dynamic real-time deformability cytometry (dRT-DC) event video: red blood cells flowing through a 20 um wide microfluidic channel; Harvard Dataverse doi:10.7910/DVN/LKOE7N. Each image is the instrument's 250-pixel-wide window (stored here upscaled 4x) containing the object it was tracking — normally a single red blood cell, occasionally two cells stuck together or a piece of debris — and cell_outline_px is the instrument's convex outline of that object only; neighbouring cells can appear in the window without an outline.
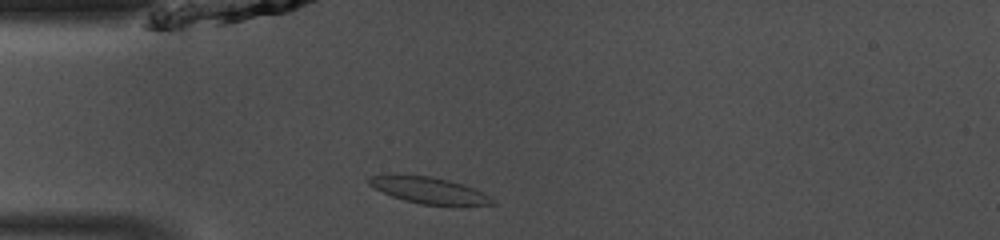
{"species": "common noctule bat (a hibernating species)", "species_latin": "Nyctalus noctula", "temperature_condition": "room temperature", "stored_images_in_passage": 37, "camera_frame_rate_fps": 3000, "um_per_image_px": 0.085, "animal": {"sex": "male", "body_mass_g": 13.0, "forearm_length_mm": 53.1}, "frame": {"image": 1, "passage_image": 2, "time_ms": 0.333, "image_size_px": [1000, 240], "cell_outline_px": [[500, 204], [460, 208], [420, 204], [404, 200], [392, 196], [368, 184], [368, 176], [388, 172], [428, 176], [448, 180], [464, 184], [488, 196]], "centroid_in_image_um": [36.49, 16.2], "position_along_channel_um": 48.5, "area_um2": 20.06}}
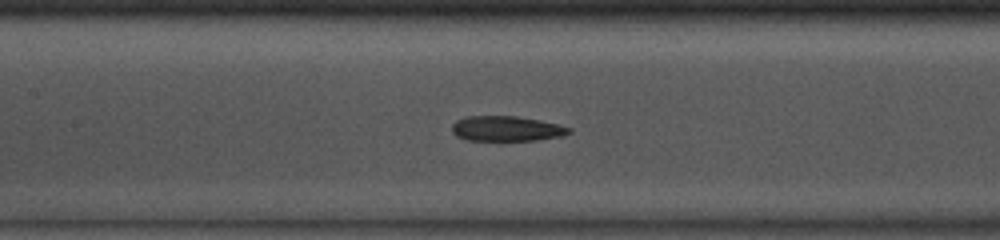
{"frame": {"image": 2, "passage_image": 11, "time_ms": 3.333, "image_size_px": [1000, 240], "cell_outline_px": [[572, 132], [560, 136], [536, 140], [468, 140], [456, 136], [452, 132], [452, 124], [456, 120], [468, 116], [516, 116], [540, 120], [560, 124], [572, 128]], "centroid_in_image_um": [43.06, 10.93], "position_along_channel_um": 164.3, "area_um2": 17.17}}
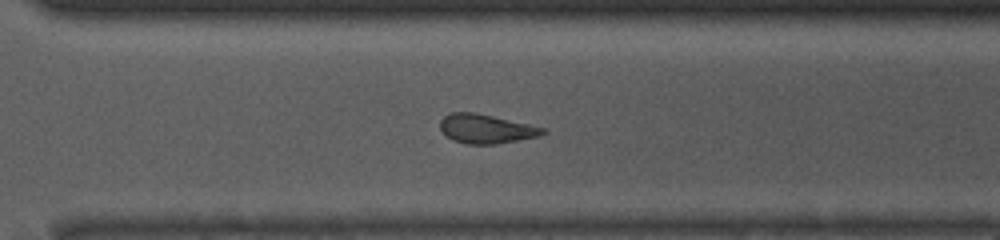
{"frame": {"image": 3, "passage_image": 23, "time_ms": 7.333, "image_size_px": [1000, 240], "cell_outline_px": [[548, 132], [540, 136], [496, 144], [468, 144], [452, 140], [440, 128], [440, 120], [444, 116], [452, 112], [476, 112], [528, 124], [544, 128]], "centroid_in_image_um": [41.32, 10.95], "position_along_channel_um": 329.3, "area_um2": 17.34}, "authors_computed_cell_mechanics": {"area_um2": 17.918, "velocity_mm_per_s": 4.1395, "shape_relaxation_time_tau1_ms": 10.9609, "shape_relaxation_time_tau2_ms": 4.9253, "deformation_change_tau1": 0.258, "deformation_change_tau2": 0.1354}}